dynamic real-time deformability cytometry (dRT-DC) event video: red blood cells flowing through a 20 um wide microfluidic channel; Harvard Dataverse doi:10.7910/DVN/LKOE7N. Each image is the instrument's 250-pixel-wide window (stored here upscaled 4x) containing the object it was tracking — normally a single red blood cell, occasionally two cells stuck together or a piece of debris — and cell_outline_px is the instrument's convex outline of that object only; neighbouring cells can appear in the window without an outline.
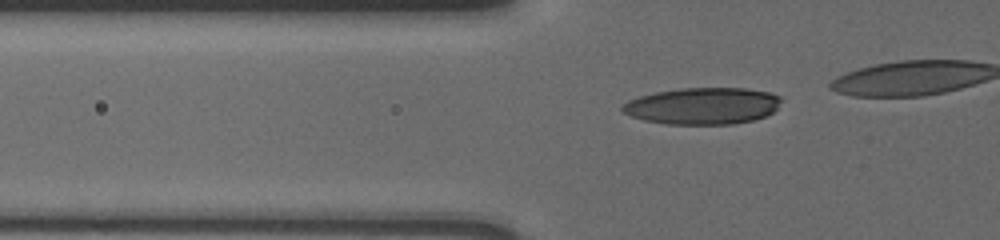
{"species": "human", "species_latin": "Homo sapiens", "temperature_condition": "cold", "stored_images_in_passage": 31, "camera_frame_rate_fps": 3000, "um_per_image_px": 0.085, "donor": {"sex": "male"}, "frame": {"image": 1, "passage_image": 3, "time_ms": 0.667, "image_size_px": [1000, 240], "cell_outline_px": [[780, 100], [776, 108], [772, 112], [764, 116], [752, 120], [732, 124], [664, 124], [644, 120], [632, 116], [624, 112], [620, 108], [628, 100], [640, 96], [656, 92], [684, 88], [748, 88], [768, 92], [780, 96]], "centroid_in_image_um": [59.71, 9.0], "position_along_channel_um": 66.1, "area_um2": 33.76}}
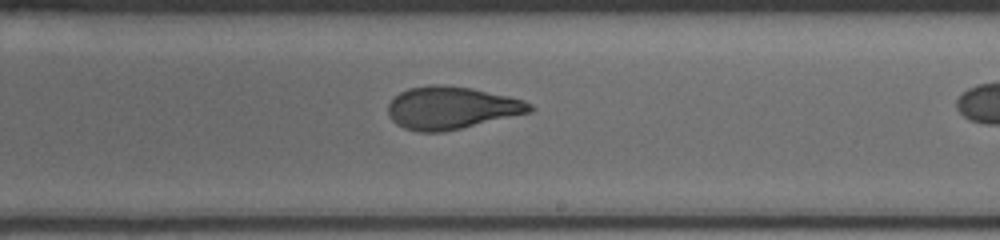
{"frame": {"image": 2, "passage_image": 19, "time_ms": 6.0, "image_size_px": [1000, 240], "cell_outline_px": [[536, 108], [532, 112], [444, 132], [420, 132], [404, 128], [396, 124], [392, 120], [388, 112], [388, 104], [400, 92], [408, 88], [432, 84], [436, 84], [472, 88], [508, 96], [524, 100], [532, 104]], "centroid_in_image_um": [38.39, 9.17], "position_along_channel_um": 250.6, "area_um2": 35.2}}
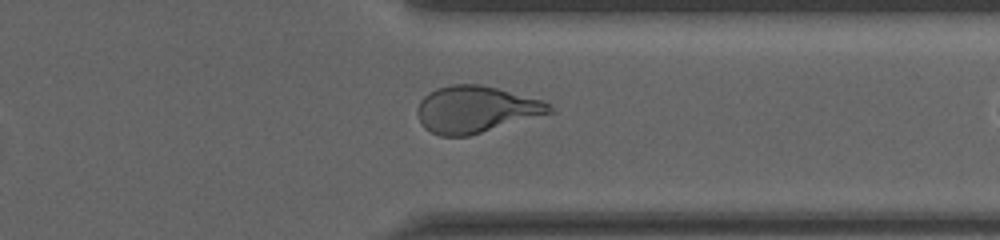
{"frame": {"image": 3, "passage_image": 29, "time_ms": 9.333, "image_size_px": [1000, 240], "cell_outline_px": [[556, 112], [468, 136], [440, 136], [424, 128], [416, 112], [416, 108], [420, 100], [428, 92], [436, 88], [452, 84], [480, 84], [544, 100]], "centroid_in_image_um": [40.44, 9.3], "position_along_channel_um": 371.0, "area_um2": 36.13}}